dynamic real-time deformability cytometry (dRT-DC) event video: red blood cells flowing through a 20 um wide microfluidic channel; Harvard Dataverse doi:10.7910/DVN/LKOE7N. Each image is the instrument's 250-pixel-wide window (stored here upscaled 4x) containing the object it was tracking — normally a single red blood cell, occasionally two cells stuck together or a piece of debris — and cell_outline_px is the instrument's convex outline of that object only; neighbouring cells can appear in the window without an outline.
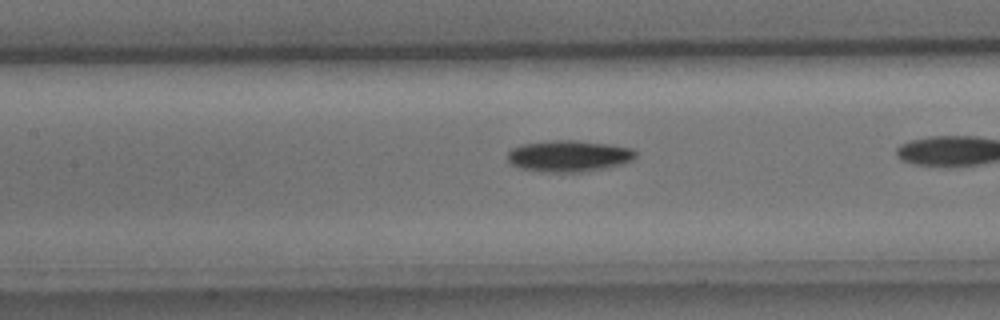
{"species": "common noctule bat (a hibernating species)", "species_latin": "Nyctalus noctula", "temperature_condition": "cold", "stored_images_in_passage": 24, "camera_frame_rate_fps": 3000, "um_per_image_px": 0.085, "animal": {"sex": "male", "body_mass_g": 15.6}, "frame": {"image": 1, "passage_image": 8, "time_ms": 2.333, "image_size_px": [1000, 320], "cell_outline_px": [[636, 156], [632, 160], [620, 164], [580, 172], [540, 172], [516, 168], [508, 160], [508, 152], [512, 148], [520, 144], [552, 140], [576, 140], [608, 144], [632, 148], [636, 152]], "centroid_in_image_um": [48.29, 13.26], "position_along_channel_um": 159.1, "area_um2": 23.47}}
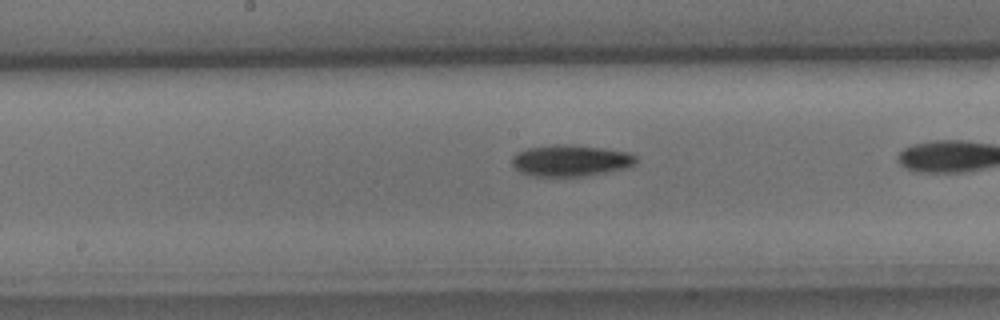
{"frame": {"image": 2, "passage_image": 11, "time_ms": 3.333, "image_size_px": [1000, 320], "cell_outline_px": [[636, 164], [628, 168], [584, 176], [532, 176], [520, 172], [512, 164], [512, 156], [516, 152], [528, 148], [552, 144], [572, 144], [604, 148], [628, 152], [636, 156]], "centroid_in_image_um": [48.5, 13.64], "position_along_channel_um": 199.7, "area_um2": 22.95}}
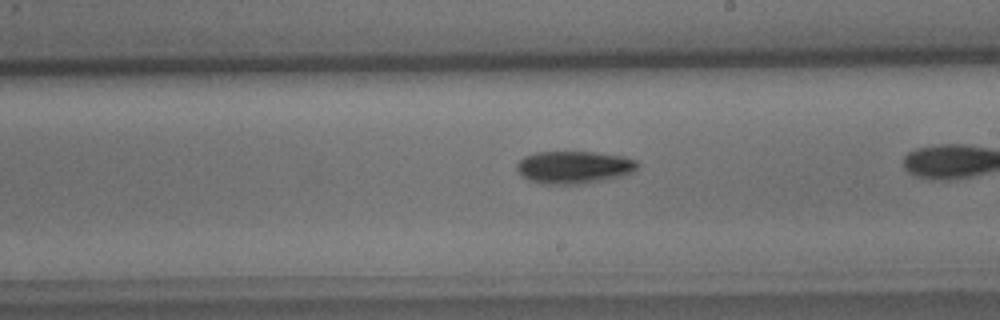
{"frame": {"image": 3, "passage_image": 14, "time_ms": 4.333, "image_size_px": [1000, 320], "cell_outline_px": [[640, 164], [632, 172], [624, 176], [608, 180], [584, 184], [540, 184], [528, 180], [516, 168], [516, 164], [524, 156], [536, 152], [596, 152], [624, 156], [636, 160]], "centroid_in_image_um": [48.82, 14.22], "position_along_channel_um": 240.2, "area_um2": 23.24}}